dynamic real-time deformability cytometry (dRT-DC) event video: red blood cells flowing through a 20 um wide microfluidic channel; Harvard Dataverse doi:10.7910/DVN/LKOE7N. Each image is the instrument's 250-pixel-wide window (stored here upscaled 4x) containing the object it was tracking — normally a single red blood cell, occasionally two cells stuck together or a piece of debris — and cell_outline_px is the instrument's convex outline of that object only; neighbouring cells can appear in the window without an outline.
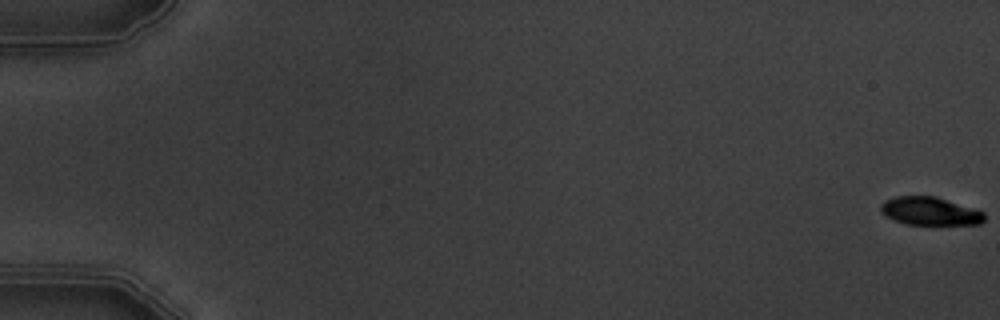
{"species": "common noctule bat (a hibernating species)", "species_latin": "Nyctalus noctula", "temperature_condition": "warm", "stored_images_in_passage": 6, "segment_of_instrument_passage": [1, 2], "camera_frame_rate_fps": 3000, "um_per_image_px": 0.085, "animal": {"sex": "male", "body_mass_g": 19.5, "forearm_length_mm": 54.6}, "frame": {"image": 1, "passage_image": 1, "time_ms": 0.0, "image_size_px": [1000, 320], "cell_outline_px": [[984, 220], [980, 224], [908, 224], [884, 216], [880, 212], [880, 204], [884, 200], [896, 196], [936, 196], [984, 212]], "centroid_in_image_um": [79.0, 17.94], "position_along_channel_um": 6.0, "area_um2": 16.88}}
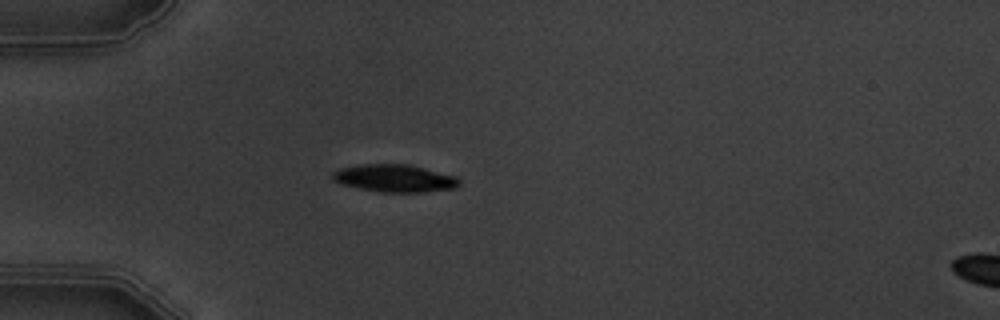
{"frame": {"image": 2, "passage_image": 5, "time_ms": 5.667, "image_size_px": [1000, 320], "cell_outline_px": [[460, 184], [456, 188], [424, 192], [380, 192], [360, 188], [344, 184], [332, 180], [332, 172], [340, 168], [356, 164], [408, 164], [456, 176], [460, 180]], "centroid_in_image_um": [33.55, 15.15], "position_along_channel_um": 51.5, "area_um2": 20.35}}